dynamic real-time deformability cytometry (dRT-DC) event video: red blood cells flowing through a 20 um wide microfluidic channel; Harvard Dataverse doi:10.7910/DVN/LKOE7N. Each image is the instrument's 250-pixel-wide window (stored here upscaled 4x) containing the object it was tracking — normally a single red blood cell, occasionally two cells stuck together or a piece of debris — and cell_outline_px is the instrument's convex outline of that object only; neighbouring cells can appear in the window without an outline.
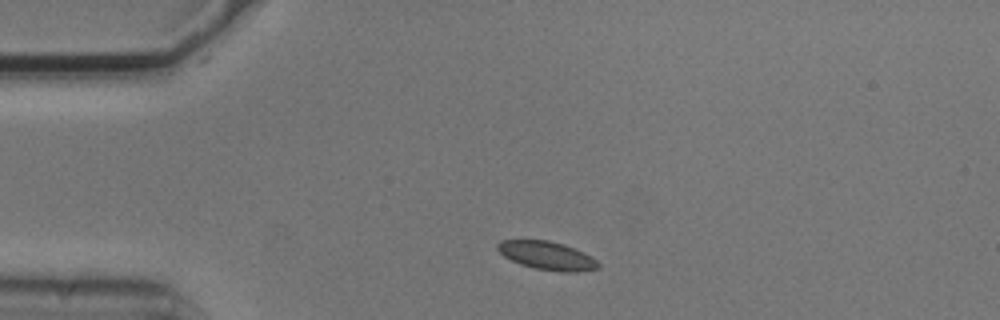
{"species": "common noctule bat (a hibernating species)", "species_latin": "Nyctalus noctula", "temperature_condition": "cold", "stored_images_in_passage": 2, "camera_frame_rate_fps": 3000, "um_per_image_px": 0.085, "animal": {"sex": "male", "body_mass_g": 20.5, "forearm_length_mm": 52.5}, "frame": {"image": 1, "passage_image": 1, "time_ms": 0.0, "image_size_px": [1000, 320], "cell_outline_px": [[600, 268], [580, 272], [560, 272], [536, 268], [520, 264], [504, 256], [496, 248], [496, 244], [500, 240], [548, 240], [564, 244], [596, 260], [600, 264]], "centroid_in_image_um": [46.48, 21.73], "position_along_channel_um": 38.5, "area_um2": 16.47}}